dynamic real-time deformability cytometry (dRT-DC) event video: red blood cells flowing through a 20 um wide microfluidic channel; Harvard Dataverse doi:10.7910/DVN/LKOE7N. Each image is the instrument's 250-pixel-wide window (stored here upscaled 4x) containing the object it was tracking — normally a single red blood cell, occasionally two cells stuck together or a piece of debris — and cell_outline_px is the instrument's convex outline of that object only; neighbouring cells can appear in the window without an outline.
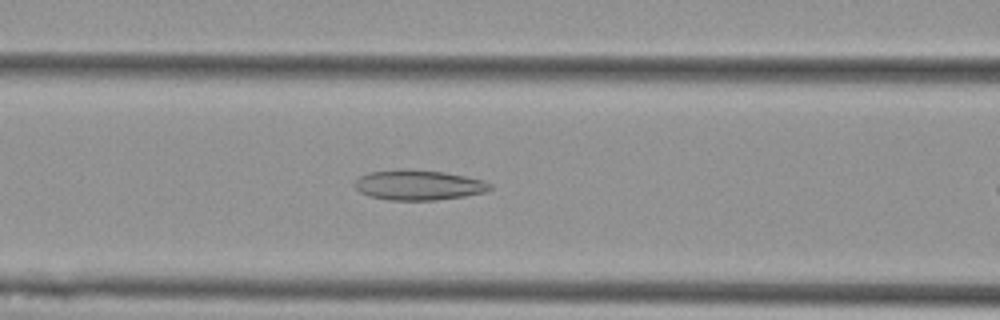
{"species": "Egyptian fruit bat (a non-hibernating species)", "species_latin": "Rousettus aegyptiacus", "temperature_condition": "cold", "stored_images_in_passage": 33, "camera_frame_rate_fps": 3000, "um_per_image_px": 0.085, "animal": {"sex": "female"}, "frame": {"image": 1, "passage_image": 10, "time_ms": 3.0, "image_size_px": [1000, 320], "cell_outline_px": [[492, 188], [484, 192], [464, 196], [436, 200], [388, 200], [368, 196], [360, 192], [352, 184], [360, 176], [368, 172], [400, 168], [444, 172], [484, 180], [492, 184]], "centroid_in_image_um": [35.54, 15.72], "position_along_channel_um": 131.1, "area_um2": 23.93}}
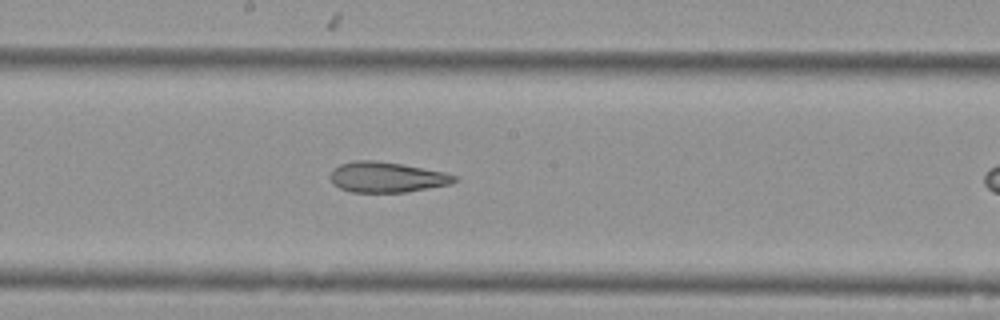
{"frame": {"image": 2, "passage_image": 17, "time_ms": 5.333, "image_size_px": [1000, 320], "cell_outline_px": [[456, 180], [452, 184], [408, 192], [352, 192], [340, 188], [332, 184], [328, 176], [332, 168], [340, 164], [356, 160], [376, 160], [400, 164], [444, 172], [456, 176]], "centroid_in_image_um": [32.82, 15.06], "position_along_channel_um": 215.4, "area_um2": 22.14}}
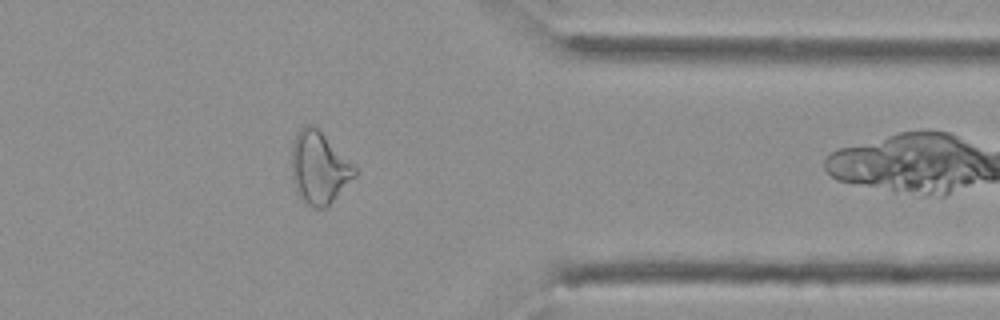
{"frame": {"image": 3, "passage_image": 32, "time_ms": 10.333, "image_size_px": [1000, 320], "cell_outline_px": [[356, 176], [328, 208], [312, 208], [296, 192], [292, 180], [292, 140], [296, 132], [304, 124], [312, 124], [356, 168]], "centroid_in_image_um": [27.1, 14.3], "position_along_channel_um": 384.3, "area_um2": 26.47}}